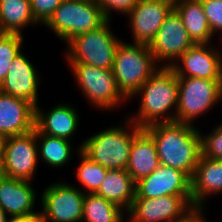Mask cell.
<instances>
[{
  "instance_id": "cell-25",
  "label": "cell",
  "mask_w": 222,
  "mask_h": 222,
  "mask_svg": "<svg viewBox=\"0 0 222 222\" xmlns=\"http://www.w3.org/2000/svg\"><path fill=\"white\" fill-rule=\"evenodd\" d=\"M38 156L51 167H63L72 157L71 141L43 134L36 129ZM40 140V141H39ZM39 141V142H38Z\"/></svg>"
},
{
  "instance_id": "cell-31",
  "label": "cell",
  "mask_w": 222,
  "mask_h": 222,
  "mask_svg": "<svg viewBox=\"0 0 222 222\" xmlns=\"http://www.w3.org/2000/svg\"><path fill=\"white\" fill-rule=\"evenodd\" d=\"M63 0H30L31 12L37 23L46 24Z\"/></svg>"
},
{
  "instance_id": "cell-20",
  "label": "cell",
  "mask_w": 222,
  "mask_h": 222,
  "mask_svg": "<svg viewBox=\"0 0 222 222\" xmlns=\"http://www.w3.org/2000/svg\"><path fill=\"white\" fill-rule=\"evenodd\" d=\"M222 192V160L201 155L191 178V199L195 208H204L208 196ZM206 198V199H205Z\"/></svg>"
},
{
  "instance_id": "cell-8",
  "label": "cell",
  "mask_w": 222,
  "mask_h": 222,
  "mask_svg": "<svg viewBox=\"0 0 222 222\" xmlns=\"http://www.w3.org/2000/svg\"><path fill=\"white\" fill-rule=\"evenodd\" d=\"M87 102L98 109H113L127 98L118 89L113 71L84 63H69Z\"/></svg>"
},
{
  "instance_id": "cell-26",
  "label": "cell",
  "mask_w": 222,
  "mask_h": 222,
  "mask_svg": "<svg viewBox=\"0 0 222 222\" xmlns=\"http://www.w3.org/2000/svg\"><path fill=\"white\" fill-rule=\"evenodd\" d=\"M123 211L118 205L95 193H86L82 222H124Z\"/></svg>"
},
{
  "instance_id": "cell-10",
  "label": "cell",
  "mask_w": 222,
  "mask_h": 222,
  "mask_svg": "<svg viewBox=\"0 0 222 222\" xmlns=\"http://www.w3.org/2000/svg\"><path fill=\"white\" fill-rule=\"evenodd\" d=\"M38 157L36 128L23 135L7 137L2 156L3 176L31 182Z\"/></svg>"
},
{
  "instance_id": "cell-5",
  "label": "cell",
  "mask_w": 222,
  "mask_h": 222,
  "mask_svg": "<svg viewBox=\"0 0 222 222\" xmlns=\"http://www.w3.org/2000/svg\"><path fill=\"white\" fill-rule=\"evenodd\" d=\"M106 21L96 0H63L44 26L67 43L77 35L98 29Z\"/></svg>"
},
{
  "instance_id": "cell-16",
  "label": "cell",
  "mask_w": 222,
  "mask_h": 222,
  "mask_svg": "<svg viewBox=\"0 0 222 222\" xmlns=\"http://www.w3.org/2000/svg\"><path fill=\"white\" fill-rule=\"evenodd\" d=\"M39 73L36 67L20 53L12 62L0 91L38 105Z\"/></svg>"
},
{
  "instance_id": "cell-17",
  "label": "cell",
  "mask_w": 222,
  "mask_h": 222,
  "mask_svg": "<svg viewBox=\"0 0 222 222\" xmlns=\"http://www.w3.org/2000/svg\"><path fill=\"white\" fill-rule=\"evenodd\" d=\"M35 129V106L0 91V133L6 138Z\"/></svg>"
},
{
  "instance_id": "cell-36",
  "label": "cell",
  "mask_w": 222,
  "mask_h": 222,
  "mask_svg": "<svg viewBox=\"0 0 222 222\" xmlns=\"http://www.w3.org/2000/svg\"><path fill=\"white\" fill-rule=\"evenodd\" d=\"M9 218L7 217V214L3 210V208L0 206V222H8Z\"/></svg>"
},
{
  "instance_id": "cell-1",
  "label": "cell",
  "mask_w": 222,
  "mask_h": 222,
  "mask_svg": "<svg viewBox=\"0 0 222 222\" xmlns=\"http://www.w3.org/2000/svg\"><path fill=\"white\" fill-rule=\"evenodd\" d=\"M144 129L154 139L160 165L181 170L191 179L202 155L199 129L177 121L155 123Z\"/></svg>"
},
{
  "instance_id": "cell-6",
  "label": "cell",
  "mask_w": 222,
  "mask_h": 222,
  "mask_svg": "<svg viewBox=\"0 0 222 222\" xmlns=\"http://www.w3.org/2000/svg\"><path fill=\"white\" fill-rule=\"evenodd\" d=\"M110 22L111 20H107L98 29L70 39L65 54L68 62L112 70L116 49L122 40L113 34Z\"/></svg>"
},
{
  "instance_id": "cell-29",
  "label": "cell",
  "mask_w": 222,
  "mask_h": 222,
  "mask_svg": "<svg viewBox=\"0 0 222 222\" xmlns=\"http://www.w3.org/2000/svg\"><path fill=\"white\" fill-rule=\"evenodd\" d=\"M202 156L222 160V123L212 132L201 135Z\"/></svg>"
},
{
  "instance_id": "cell-30",
  "label": "cell",
  "mask_w": 222,
  "mask_h": 222,
  "mask_svg": "<svg viewBox=\"0 0 222 222\" xmlns=\"http://www.w3.org/2000/svg\"><path fill=\"white\" fill-rule=\"evenodd\" d=\"M201 2L210 30L213 35L220 32L222 39V0H201Z\"/></svg>"
},
{
  "instance_id": "cell-11",
  "label": "cell",
  "mask_w": 222,
  "mask_h": 222,
  "mask_svg": "<svg viewBox=\"0 0 222 222\" xmlns=\"http://www.w3.org/2000/svg\"><path fill=\"white\" fill-rule=\"evenodd\" d=\"M191 196L165 195L157 198H134L125 213L128 222H174L193 209Z\"/></svg>"
},
{
  "instance_id": "cell-12",
  "label": "cell",
  "mask_w": 222,
  "mask_h": 222,
  "mask_svg": "<svg viewBox=\"0 0 222 222\" xmlns=\"http://www.w3.org/2000/svg\"><path fill=\"white\" fill-rule=\"evenodd\" d=\"M194 44L183 25L180 15L173 8L166 16L149 48L157 63L168 61L162 66L171 67Z\"/></svg>"
},
{
  "instance_id": "cell-3",
  "label": "cell",
  "mask_w": 222,
  "mask_h": 222,
  "mask_svg": "<svg viewBox=\"0 0 222 222\" xmlns=\"http://www.w3.org/2000/svg\"><path fill=\"white\" fill-rule=\"evenodd\" d=\"M123 125L109 127L95 133L85 139L79 149L90 160L108 170L126 169L133 138L142 128L135 125L129 118Z\"/></svg>"
},
{
  "instance_id": "cell-37",
  "label": "cell",
  "mask_w": 222,
  "mask_h": 222,
  "mask_svg": "<svg viewBox=\"0 0 222 222\" xmlns=\"http://www.w3.org/2000/svg\"><path fill=\"white\" fill-rule=\"evenodd\" d=\"M3 176V170H2V157L0 156V177Z\"/></svg>"
},
{
  "instance_id": "cell-9",
  "label": "cell",
  "mask_w": 222,
  "mask_h": 222,
  "mask_svg": "<svg viewBox=\"0 0 222 222\" xmlns=\"http://www.w3.org/2000/svg\"><path fill=\"white\" fill-rule=\"evenodd\" d=\"M84 190L69 183L49 185L40 197L45 222H82Z\"/></svg>"
},
{
  "instance_id": "cell-23",
  "label": "cell",
  "mask_w": 222,
  "mask_h": 222,
  "mask_svg": "<svg viewBox=\"0 0 222 222\" xmlns=\"http://www.w3.org/2000/svg\"><path fill=\"white\" fill-rule=\"evenodd\" d=\"M174 9L195 44L209 43L213 38L201 0H174Z\"/></svg>"
},
{
  "instance_id": "cell-13",
  "label": "cell",
  "mask_w": 222,
  "mask_h": 222,
  "mask_svg": "<svg viewBox=\"0 0 222 222\" xmlns=\"http://www.w3.org/2000/svg\"><path fill=\"white\" fill-rule=\"evenodd\" d=\"M210 46L194 44L184 52L171 66L176 76L222 80V53Z\"/></svg>"
},
{
  "instance_id": "cell-15",
  "label": "cell",
  "mask_w": 222,
  "mask_h": 222,
  "mask_svg": "<svg viewBox=\"0 0 222 222\" xmlns=\"http://www.w3.org/2000/svg\"><path fill=\"white\" fill-rule=\"evenodd\" d=\"M165 195L191 196V179L181 170L159 165L150 175L136 182L135 198Z\"/></svg>"
},
{
  "instance_id": "cell-22",
  "label": "cell",
  "mask_w": 222,
  "mask_h": 222,
  "mask_svg": "<svg viewBox=\"0 0 222 222\" xmlns=\"http://www.w3.org/2000/svg\"><path fill=\"white\" fill-rule=\"evenodd\" d=\"M136 182L126 169L108 170L95 194L118 205L127 212L135 198Z\"/></svg>"
},
{
  "instance_id": "cell-7",
  "label": "cell",
  "mask_w": 222,
  "mask_h": 222,
  "mask_svg": "<svg viewBox=\"0 0 222 222\" xmlns=\"http://www.w3.org/2000/svg\"><path fill=\"white\" fill-rule=\"evenodd\" d=\"M178 103L175 121L192 124L222 99V80L177 77Z\"/></svg>"
},
{
  "instance_id": "cell-18",
  "label": "cell",
  "mask_w": 222,
  "mask_h": 222,
  "mask_svg": "<svg viewBox=\"0 0 222 222\" xmlns=\"http://www.w3.org/2000/svg\"><path fill=\"white\" fill-rule=\"evenodd\" d=\"M36 194L30 181L0 177V206L9 218L34 213Z\"/></svg>"
},
{
  "instance_id": "cell-24",
  "label": "cell",
  "mask_w": 222,
  "mask_h": 222,
  "mask_svg": "<svg viewBox=\"0 0 222 222\" xmlns=\"http://www.w3.org/2000/svg\"><path fill=\"white\" fill-rule=\"evenodd\" d=\"M38 24L30 0H0V33L21 34L27 25Z\"/></svg>"
},
{
  "instance_id": "cell-19",
  "label": "cell",
  "mask_w": 222,
  "mask_h": 222,
  "mask_svg": "<svg viewBox=\"0 0 222 222\" xmlns=\"http://www.w3.org/2000/svg\"><path fill=\"white\" fill-rule=\"evenodd\" d=\"M77 109L69 104H58L46 113L35 107V128L50 136L71 140L79 125Z\"/></svg>"
},
{
  "instance_id": "cell-21",
  "label": "cell",
  "mask_w": 222,
  "mask_h": 222,
  "mask_svg": "<svg viewBox=\"0 0 222 222\" xmlns=\"http://www.w3.org/2000/svg\"><path fill=\"white\" fill-rule=\"evenodd\" d=\"M159 165L154 139L142 128L133 138L126 171L137 182L150 175Z\"/></svg>"
},
{
  "instance_id": "cell-4",
  "label": "cell",
  "mask_w": 222,
  "mask_h": 222,
  "mask_svg": "<svg viewBox=\"0 0 222 222\" xmlns=\"http://www.w3.org/2000/svg\"><path fill=\"white\" fill-rule=\"evenodd\" d=\"M161 67L149 45L121 41L115 53L113 74L120 92L129 100Z\"/></svg>"
},
{
  "instance_id": "cell-33",
  "label": "cell",
  "mask_w": 222,
  "mask_h": 222,
  "mask_svg": "<svg viewBox=\"0 0 222 222\" xmlns=\"http://www.w3.org/2000/svg\"><path fill=\"white\" fill-rule=\"evenodd\" d=\"M204 208H193L190 212H188L182 219L174 221V222H206L204 219V215L202 213Z\"/></svg>"
},
{
  "instance_id": "cell-34",
  "label": "cell",
  "mask_w": 222,
  "mask_h": 222,
  "mask_svg": "<svg viewBox=\"0 0 222 222\" xmlns=\"http://www.w3.org/2000/svg\"><path fill=\"white\" fill-rule=\"evenodd\" d=\"M8 222H45V220L42 211L41 212L36 211L28 215L11 217L9 218Z\"/></svg>"
},
{
  "instance_id": "cell-32",
  "label": "cell",
  "mask_w": 222,
  "mask_h": 222,
  "mask_svg": "<svg viewBox=\"0 0 222 222\" xmlns=\"http://www.w3.org/2000/svg\"><path fill=\"white\" fill-rule=\"evenodd\" d=\"M140 0H96L107 20H111V12L127 15ZM112 10V11H111Z\"/></svg>"
},
{
  "instance_id": "cell-2",
  "label": "cell",
  "mask_w": 222,
  "mask_h": 222,
  "mask_svg": "<svg viewBox=\"0 0 222 222\" xmlns=\"http://www.w3.org/2000/svg\"><path fill=\"white\" fill-rule=\"evenodd\" d=\"M137 95L141 96L138 113L129 116L135 125L145 128L155 123L175 121L179 90L177 76L171 67L161 66L132 97Z\"/></svg>"
},
{
  "instance_id": "cell-14",
  "label": "cell",
  "mask_w": 222,
  "mask_h": 222,
  "mask_svg": "<svg viewBox=\"0 0 222 222\" xmlns=\"http://www.w3.org/2000/svg\"><path fill=\"white\" fill-rule=\"evenodd\" d=\"M173 8L174 0H140L126 15L134 43L150 45Z\"/></svg>"
},
{
  "instance_id": "cell-27",
  "label": "cell",
  "mask_w": 222,
  "mask_h": 222,
  "mask_svg": "<svg viewBox=\"0 0 222 222\" xmlns=\"http://www.w3.org/2000/svg\"><path fill=\"white\" fill-rule=\"evenodd\" d=\"M78 150L81 161L77 169V179L85 189V194L86 192L95 193L104 181L108 169L90 160L81 152V149Z\"/></svg>"
},
{
  "instance_id": "cell-35",
  "label": "cell",
  "mask_w": 222,
  "mask_h": 222,
  "mask_svg": "<svg viewBox=\"0 0 222 222\" xmlns=\"http://www.w3.org/2000/svg\"><path fill=\"white\" fill-rule=\"evenodd\" d=\"M6 137L0 133V156H3Z\"/></svg>"
},
{
  "instance_id": "cell-28",
  "label": "cell",
  "mask_w": 222,
  "mask_h": 222,
  "mask_svg": "<svg viewBox=\"0 0 222 222\" xmlns=\"http://www.w3.org/2000/svg\"><path fill=\"white\" fill-rule=\"evenodd\" d=\"M23 35L0 33V84L5 79L11 62L22 52Z\"/></svg>"
}]
</instances>
